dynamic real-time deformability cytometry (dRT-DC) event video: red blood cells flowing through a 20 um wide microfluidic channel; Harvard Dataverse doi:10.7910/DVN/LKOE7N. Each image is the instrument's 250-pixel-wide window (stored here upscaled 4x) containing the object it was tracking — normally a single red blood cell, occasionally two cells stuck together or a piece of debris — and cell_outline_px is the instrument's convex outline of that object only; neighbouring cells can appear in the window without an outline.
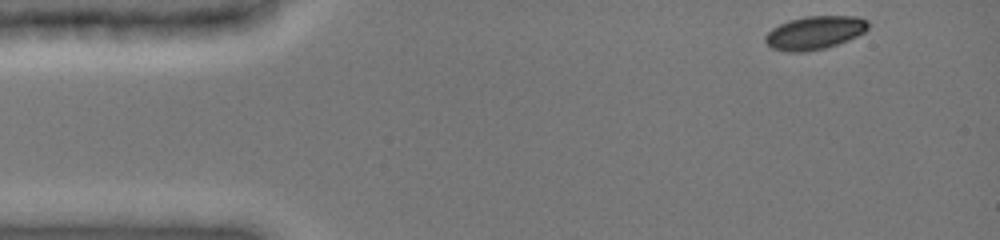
{"species": "common noctule bat (a hibernating species)", "species_latin": "Nyctalus noctula", "temperature_condition": "cold", "stored_images_in_passage": 8, "camera_frame_rate_fps": 3000, "um_per_image_px": 0.085, "animal": {"sex": "female", "body_mass_g": 19.0, "forearm_length_mm": 51.5}, "frame": {"image": 1, "passage_image": 1, "time_ms": 0.0, "image_size_px": [1000, 240], "cell_outline_px": [[868, 28], [864, 32], [848, 40], [824, 48], [804, 52], [784, 52], [772, 48], [764, 40], [764, 36], [772, 28], [788, 20], [804, 16], [856, 16], [868, 20]], "centroid_in_image_um": [69.22, 2.77], "position_along_channel_um": 15.8, "area_um2": 20.0}}
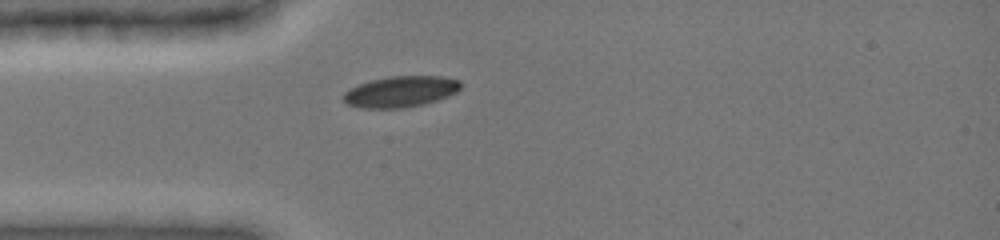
{"frame": {"image": 2, "passage_image": 6, "time_ms": 1.667, "image_size_px": [1000, 240], "cell_outline_px": [[460, 88], [456, 92], [448, 96], [424, 104], [404, 108], [360, 108], [348, 104], [344, 100], [344, 92], [348, 88], [372, 80], [392, 76], [440, 76], [460, 80]], "centroid_in_image_um": [34.05, 7.79], "position_along_channel_um": 51.0, "area_um2": 21.1}}